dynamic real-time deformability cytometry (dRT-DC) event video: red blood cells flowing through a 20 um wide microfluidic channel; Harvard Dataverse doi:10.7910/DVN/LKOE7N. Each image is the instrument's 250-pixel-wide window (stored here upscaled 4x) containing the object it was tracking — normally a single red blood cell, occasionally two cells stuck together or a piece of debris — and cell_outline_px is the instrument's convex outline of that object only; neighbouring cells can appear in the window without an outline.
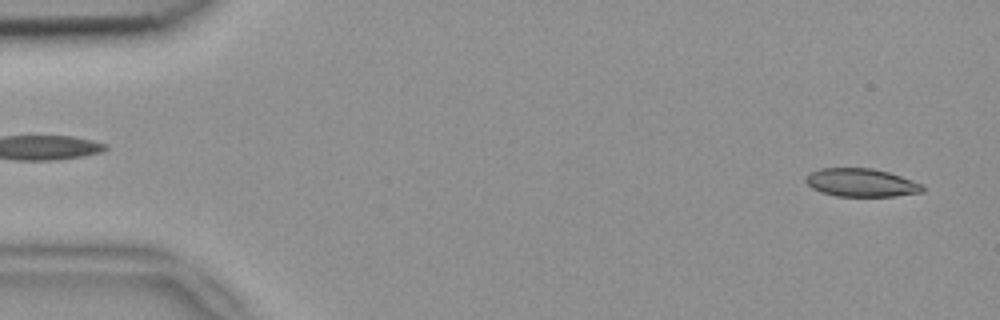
{"species": "common noctule bat (a hibernating species)", "species_latin": "Nyctalus noctula", "temperature_condition": "room temperature", "stored_images_in_passage": 5, "segment_of_instrument_passage": [2, 2], "camera_frame_rate_fps": 3000, "um_per_image_px": 0.085, "animal": {"sex": "female", "body_mass_g": 18.4}, "frame": {"image": 1, "passage_image": 5, "time_ms": 1.333, "image_size_px": [1000, 320], "cell_outline_px": [[924, 192], [896, 196], [836, 196], [820, 192], [812, 188], [804, 180], [808, 172], [820, 168], [872, 168], [888, 172], [924, 184]], "centroid_in_image_um": [73.19, 15.52], "position_along_channel_um": 11.8, "area_um2": 19.36}}